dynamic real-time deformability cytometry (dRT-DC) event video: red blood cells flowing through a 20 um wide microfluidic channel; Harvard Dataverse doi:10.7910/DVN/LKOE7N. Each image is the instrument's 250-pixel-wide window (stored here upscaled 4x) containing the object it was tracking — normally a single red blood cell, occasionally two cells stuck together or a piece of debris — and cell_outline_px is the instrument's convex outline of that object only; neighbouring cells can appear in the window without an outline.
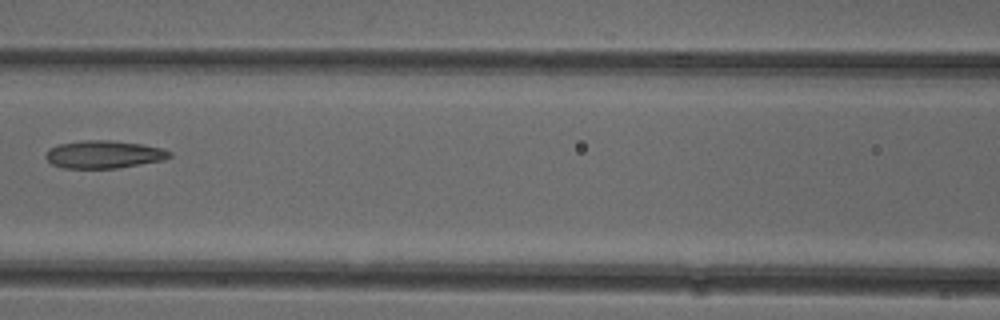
{"species": "common noctule bat (a hibernating species)", "species_latin": "Nyctalus noctula", "temperature_condition": "cold", "stored_images_in_passage": 6, "camera_frame_rate_fps": 3000, "um_per_image_px": 0.085, "animal": {"sex": "female"}, "frame": {"image": 1, "passage_image": 5, "time_ms": 5.0, "image_size_px": [1000, 320], "cell_outline_px": [[172, 156], [164, 160], [116, 168], [64, 168], [52, 164], [44, 156], [48, 148], [60, 144], [80, 140], [112, 140], [140, 144], [164, 148], [172, 152]], "centroid_in_image_um": [8.83, 13.12], "position_along_channel_um": 157.8, "area_um2": 20.11}}
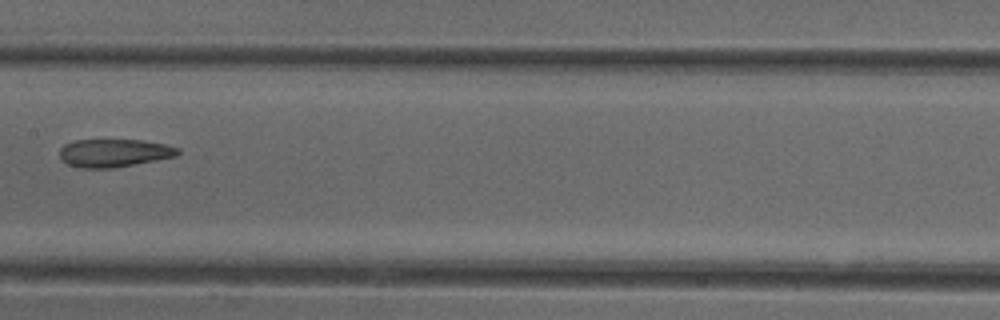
{"frame": {"image": 2, "passage_image": 6, "time_ms": 6.0, "image_size_px": [1000, 320], "cell_outline_px": [[180, 152], [176, 156], [112, 168], [80, 168], [68, 164], [60, 160], [60, 148], [64, 144], [76, 140], [140, 140], [164, 144], [180, 148]], "centroid_in_image_um": [9.66, 13.0], "position_along_channel_um": 197.7, "area_um2": 19.19}}